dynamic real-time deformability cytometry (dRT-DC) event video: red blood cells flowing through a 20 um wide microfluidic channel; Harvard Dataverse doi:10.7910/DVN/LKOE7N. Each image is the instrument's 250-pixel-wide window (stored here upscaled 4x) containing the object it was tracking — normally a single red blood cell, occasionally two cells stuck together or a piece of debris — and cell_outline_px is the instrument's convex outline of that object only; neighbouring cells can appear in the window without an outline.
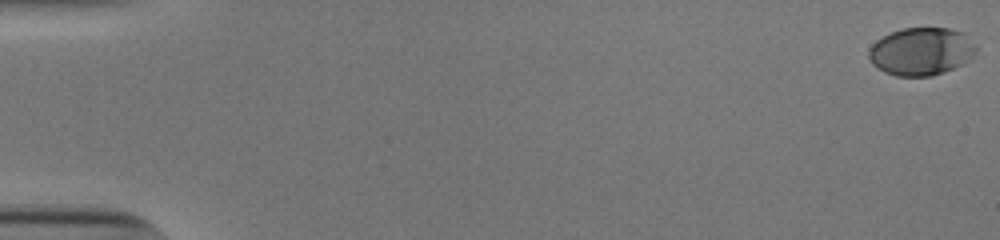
{"species": "human", "species_latin": "Homo sapiens", "temperature_condition": "cold", "stored_images_in_passage": 49, "camera_frame_rate_fps": 3000, "um_per_image_px": 0.085, "donor": {"sex": "male"}, "frame": {"image": 1, "passage_image": 1, "time_ms": 0.0, "image_size_px": [1000, 240], "cell_outline_px": [[976, 52], [972, 60], [944, 72], [932, 76], [896, 76], [884, 72], [872, 64], [868, 56], [868, 48], [876, 40], [892, 32], [904, 28], [952, 28], [964, 32], [976, 48]], "centroid_in_image_um": [78.31, 4.38], "position_along_channel_um": 6.7, "area_um2": 30.11}}
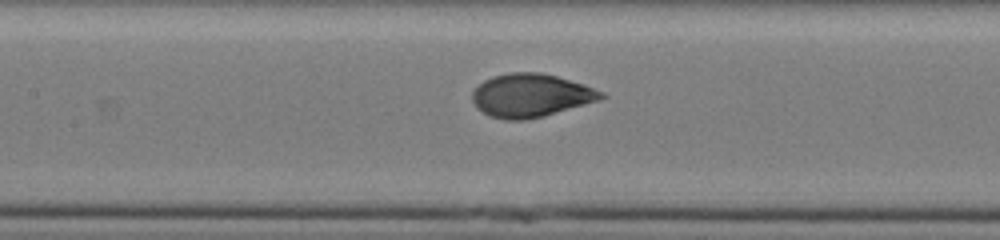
{"frame": {"image": 2, "passage_image": 27, "time_ms": 8.667, "image_size_px": [1000, 240], "cell_outline_px": [[608, 96], [600, 100], [544, 116], [524, 120], [504, 120], [492, 116], [476, 108], [472, 100], [472, 92], [484, 80], [492, 76], [508, 72], [540, 72], [556, 76], [584, 84], [604, 92]], "centroid_in_image_um": [45.13, 8.11], "position_along_channel_um": 162.3, "area_um2": 32.6}}
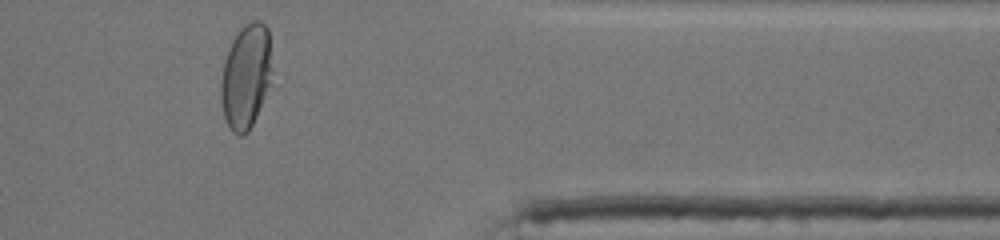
{"frame": {"image": 3, "passage_image": 46, "time_ms": 15.0, "image_size_px": [1000, 240], "cell_outline_px": [[272, 72], [268, 84], [256, 116], [248, 132], [244, 136], [240, 136], [232, 132], [224, 116], [220, 100], [220, 80], [224, 60], [228, 48], [232, 40], [240, 28], [252, 20], [260, 20], [268, 28]], "centroid_in_image_um": [20.87, 6.47], "position_along_channel_um": 390.5, "area_um2": 31.04}, "authors_computed_cell_mechanics": {"area_um2": 31.79, "velocity_mm_per_s": 3.8638, "shape_relaxation_time_tau1_ms": 4.1922, "shape_relaxation_time_tau2_ms": null, "deformation_change_tau1": 0.1921, "deformation_change_tau2": null}}